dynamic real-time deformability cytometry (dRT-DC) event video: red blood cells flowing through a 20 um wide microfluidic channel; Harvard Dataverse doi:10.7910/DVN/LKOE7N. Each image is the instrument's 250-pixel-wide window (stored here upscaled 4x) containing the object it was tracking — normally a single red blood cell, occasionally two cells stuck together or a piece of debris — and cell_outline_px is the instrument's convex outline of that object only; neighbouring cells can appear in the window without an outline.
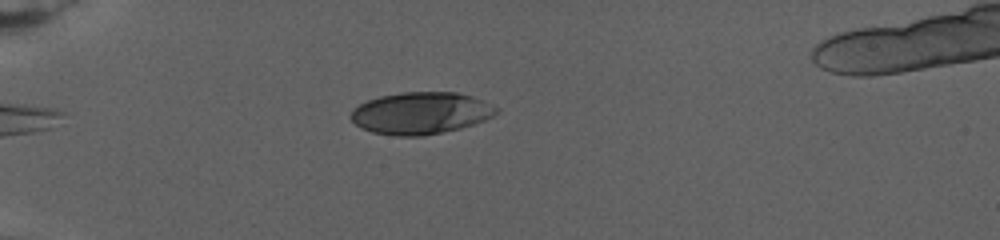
{"species": "human", "species_latin": "Homo sapiens", "temperature_condition": "warm", "stored_images_in_passage": 11, "camera_frame_rate_fps": 3000, "um_per_image_px": 0.085, "donor": {"sex": "female"}, "frame": {"image": 1, "passage_image": 5, "time_ms": 3.333, "image_size_px": [1000, 240], "cell_outline_px": [[500, 112], [484, 120], [460, 128], [420, 136], [396, 136], [372, 132], [360, 128], [352, 120], [352, 108], [368, 100], [380, 96], [404, 92], [456, 92], [472, 96], [484, 100], [496, 108]], "centroid_in_image_um": [35.76, 9.61], "position_along_channel_um": 49.2, "area_um2": 35.37}}
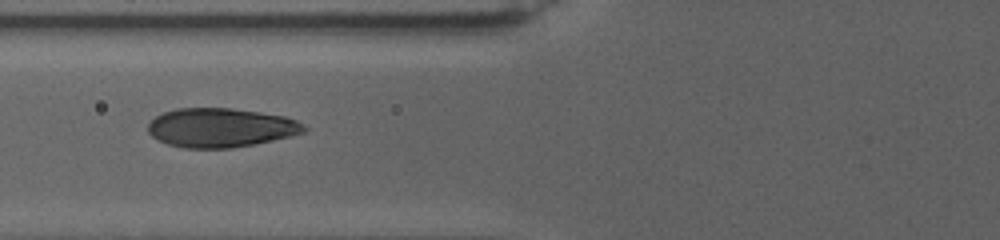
{"frame": {"image": 2, "passage_image": 10, "time_ms": 6.667, "image_size_px": [1000, 240], "cell_outline_px": [[308, 128], [304, 132], [272, 140], [232, 148], [184, 148], [168, 144], [152, 136], [148, 132], [148, 124], [156, 116], [164, 112], [176, 108], [232, 108], [260, 112], [284, 116], [296, 120]], "centroid_in_image_um": [18.74, 10.84], "position_along_channel_um": 107.1, "area_um2": 35.32}}